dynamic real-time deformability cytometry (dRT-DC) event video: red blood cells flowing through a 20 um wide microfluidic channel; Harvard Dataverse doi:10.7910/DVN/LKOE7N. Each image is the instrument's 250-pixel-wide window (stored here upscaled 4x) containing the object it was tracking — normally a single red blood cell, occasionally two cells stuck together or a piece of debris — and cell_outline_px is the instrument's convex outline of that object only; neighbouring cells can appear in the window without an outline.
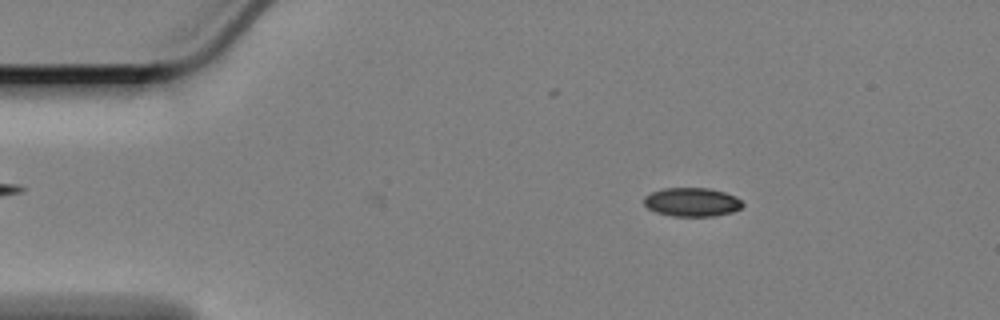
{"species": "Egyptian fruit bat (a non-hibernating species)", "species_latin": "Rousettus aegyptiacus", "temperature_condition": "cold", "stored_images_in_passage": 47, "camera_frame_rate_fps": 3000, "um_per_image_px": 0.085, "animal": {"sex": "female"}, "frame": {"image": 1, "passage_image": 2, "time_ms": 0.333, "image_size_px": [1000, 320], "cell_outline_px": [[744, 204], [740, 208], [732, 212], [712, 216], [672, 216], [656, 212], [648, 208], [644, 204], [644, 196], [652, 192], [664, 188], [708, 188], [724, 192], [736, 196]], "centroid_in_image_um": [58.81, 17.17], "position_along_channel_um": 26.2, "area_um2": 16.47}}
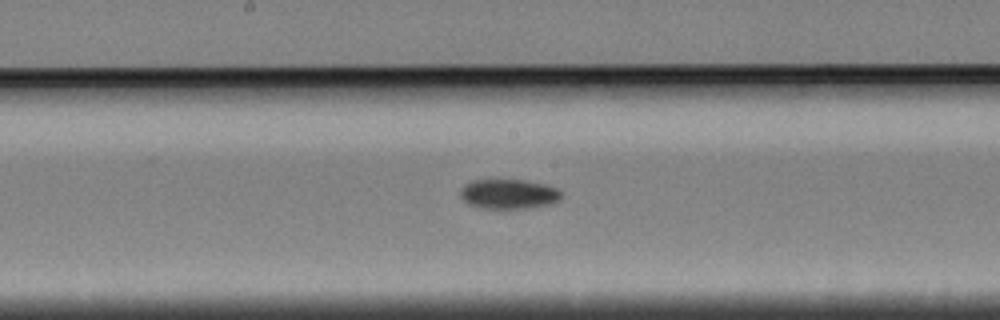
{"frame": {"image": 2, "passage_image": 23, "time_ms": 7.333, "image_size_px": [1000, 320], "cell_outline_px": [[560, 200], [552, 204], [528, 208], [480, 208], [468, 204], [460, 196], [460, 192], [464, 184], [472, 180], [492, 176], [524, 180], [544, 184], [556, 188], [560, 192]], "centroid_in_image_um": [43.18, 16.44], "position_along_channel_um": 205.0, "area_um2": 18.21}}
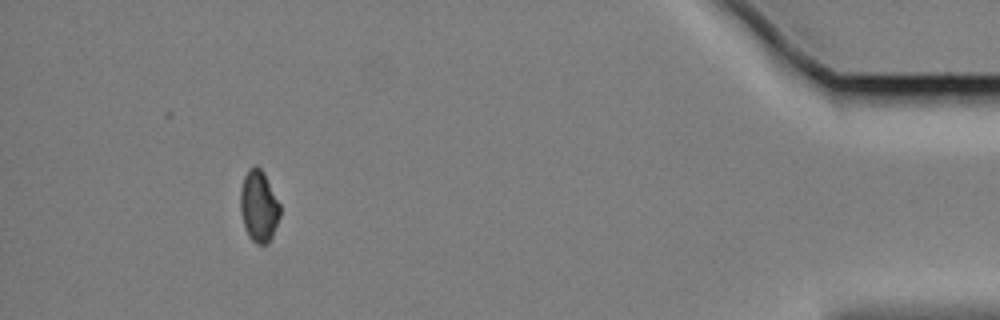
{"frame": {"image": 3, "passage_image": 47, "time_ms": 15.333, "image_size_px": [1000, 320], "cell_outline_px": [[280, 216], [272, 236], [268, 244], [256, 244], [248, 236], [244, 228], [240, 212], [240, 188], [244, 176], [248, 168], [256, 164], [264, 172], [280, 204]], "centroid_in_image_um": [21.98, 17.52], "position_along_channel_um": 413.2, "area_um2": 16.82}, "authors_computed_cell_mechanics": {"area_um2": 17.2244, "velocity_mm_per_s": 3.3731, "shape_relaxation_time_tau1_ms": 6.1949, "shape_relaxation_time_tau2_ms": null, "deformation_change_tau1": 0.095, "deformation_change_tau2": null}}